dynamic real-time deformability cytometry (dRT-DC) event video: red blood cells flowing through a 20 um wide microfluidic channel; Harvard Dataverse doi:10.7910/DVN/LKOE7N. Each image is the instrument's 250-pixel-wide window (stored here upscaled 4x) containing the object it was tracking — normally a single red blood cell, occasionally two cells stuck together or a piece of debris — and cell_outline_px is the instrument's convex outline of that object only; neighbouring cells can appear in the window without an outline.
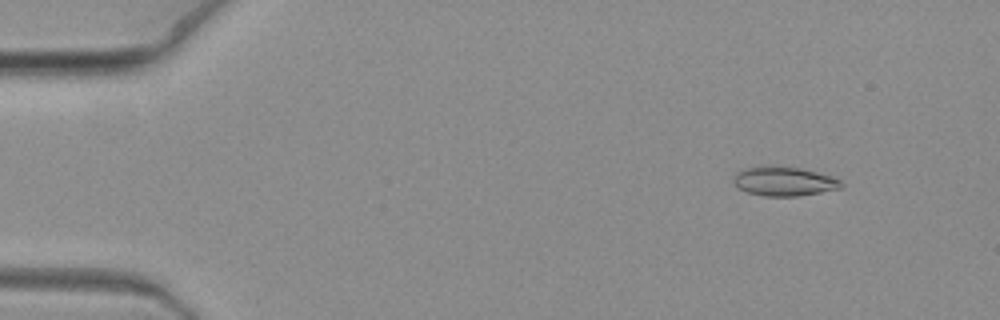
{"species": "common noctule bat (a hibernating species)", "species_latin": "Nyctalus noctula", "temperature_condition": "warm", "stored_images_in_passage": 9, "camera_frame_rate_fps": 3000, "um_per_image_px": 0.085, "animal": {"sex": "female", "body_mass_g": 19.3, "forearm_length_mm": 54.1}, "frame": {"image": 1, "passage_image": 2, "time_ms": 0.333, "image_size_px": [1000, 320], "cell_outline_px": [[844, 184], [840, 188], [820, 192], [796, 196], [764, 196], [748, 192], [740, 188], [732, 180], [736, 172], [744, 168], [768, 164], [800, 168], [832, 176], [840, 180]], "centroid_in_image_um": [66.62, 15.38], "position_along_channel_um": 18.4, "area_um2": 18.44}}
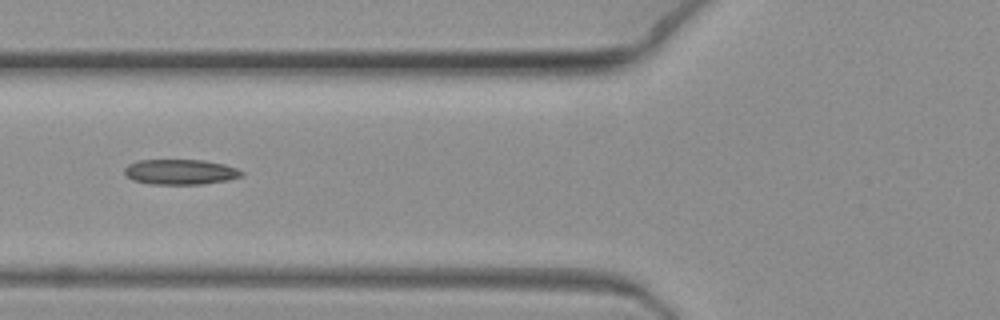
{"frame": {"image": 2, "passage_image": 8, "time_ms": 2.333, "image_size_px": [1000, 320], "cell_outline_px": [[244, 176], [228, 180], [204, 184], [148, 184], [132, 180], [124, 172], [124, 168], [128, 164], [140, 160], [204, 160], [224, 164], [236, 168], [244, 172]], "centroid_in_image_um": [15.35, 14.62], "position_along_channel_um": 110.5, "area_um2": 17.34}}